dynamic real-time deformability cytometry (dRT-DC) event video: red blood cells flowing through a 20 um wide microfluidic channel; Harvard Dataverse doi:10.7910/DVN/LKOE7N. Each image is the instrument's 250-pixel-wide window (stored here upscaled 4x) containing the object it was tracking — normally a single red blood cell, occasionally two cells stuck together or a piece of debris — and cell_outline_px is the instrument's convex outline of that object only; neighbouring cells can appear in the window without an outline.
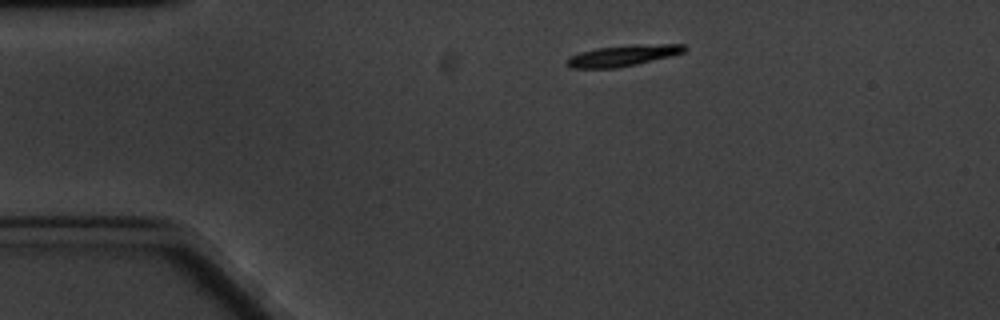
{"species": "common noctule bat (a hibernating species)", "species_latin": "Nyctalus noctula", "temperature_condition": "cold", "stored_images_in_passage": 4, "camera_frame_rate_fps": 3000, "um_per_image_px": 0.085, "animal": {"sex": "male", "body_mass_g": 20.1, "forearm_length_mm": 53.5}, "frame": {"image": 1, "passage_image": 1, "time_ms": 0.0, "image_size_px": [1000, 320], "cell_outline_px": [[688, 48], [684, 52], [672, 56], [636, 64], [612, 68], [568, 68], [568, 56], [580, 52], [596, 48], [632, 44], [684, 44]], "centroid_in_image_um": [52.98, 4.71], "position_along_channel_um": 32.0, "area_um2": 14.51}}
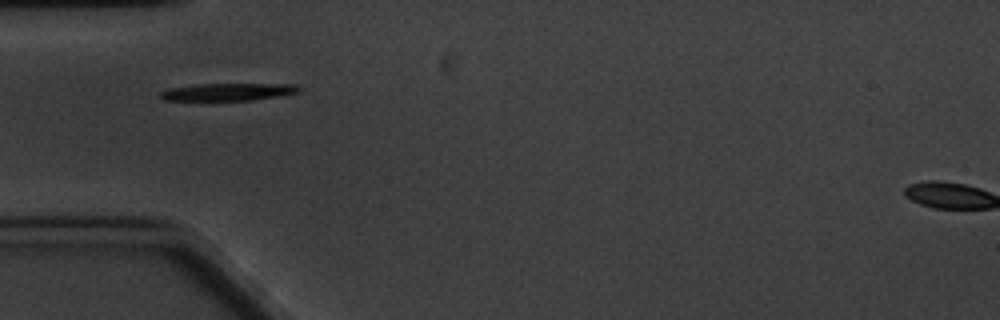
{"frame": {"image": 2, "passage_image": 3, "time_ms": 2.333, "image_size_px": [1000, 320], "cell_outline_px": [[300, 92], [280, 96], [252, 100], [164, 100], [160, 96], [160, 92], [168, 88], [196, 84], [296, 84], [300, 88]], "centroid_in_image_um": [19.4, 7.8], "position_along_channel_um": 65.6, "area_um2": 14.05}}